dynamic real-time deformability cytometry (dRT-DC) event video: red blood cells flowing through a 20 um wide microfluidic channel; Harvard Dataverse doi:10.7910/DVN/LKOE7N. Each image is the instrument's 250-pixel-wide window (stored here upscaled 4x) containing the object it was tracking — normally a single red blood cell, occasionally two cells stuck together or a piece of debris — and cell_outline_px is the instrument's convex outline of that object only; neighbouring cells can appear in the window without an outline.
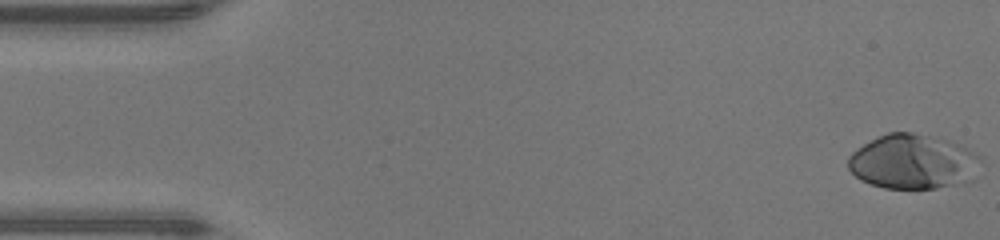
{"species": "human", "species_latin": "Homo sapiens", "temperature_condition": "warm", "stored_images_in_passage": 48, "camera_frame_rate_fps": 3000, "um_per_image_px": 0.085, "donor": {"sex": "male"}, "frame": {"image": 1, "passage_image": 1, "time_ms": 0.0, "image_size_px": [1000, 240], "cell_outline_px": [[980, 160], [972, 180], [936, 188], [884, 188], [860, 180], [848, 168], [848, 156], [856, 148], [888, 132], [912, 132], [948, 140], [980, 156]], "centroid_in_image_um": [77.56, 13.75], "position_along_channel_um": 7.4, "area_um2": 41.67}}
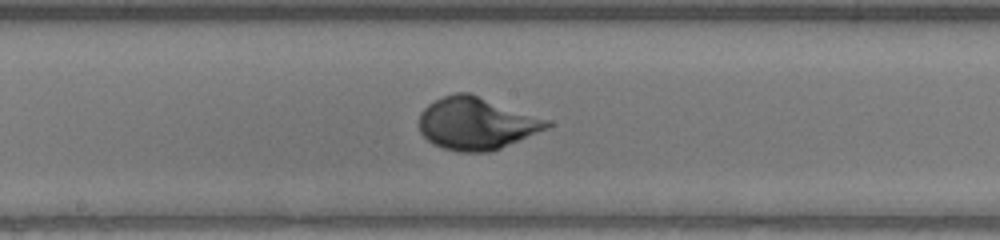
{"frame": {"image": 2, "passage_image": 25, "time_ms": 8.0, "image_size_px": [1000, 240], "cell_outline_px": [[552, 124], [548, 128], [492, 152], [460, 152], [444, 148], [432, 144], [420, 132], [420, 112], [428, 104], [444, 96], [456, 92], [468, 92], [552, 120]], "centroid_in_image_um": [40.52, 10.49], "position_along_channel_um": 207.7, "area_um2": 39.13}}
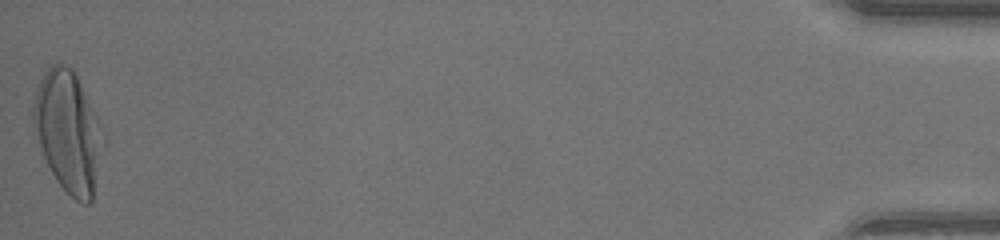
{"frame": {"image": 3, "passage_image": 48, "time_ms": 15.667, "image_size_px": [1000, 240], "cell_outline_px": [[100, 124], [92, 200], [88, 204], [84, 204], [76, 200], [56, 180], [44, 156], [32, 120], [32, 104], [36, 88], [44, 72], [52, 64], [64, 64], [72, 68]], "centroid_in_image_um": [5.69, 11.11], "position_along_channel_um": 429.5, "area_um2": 46.64}, "authors_computed_cell_mechanics": {"area_um2": 38.5526, "velocity_mm_per_s": 4.2988, "shape_relaxation_time_tau1_ms": 2.9527, "shape_relaxation_time_tau2_ms": null, "deformation_change_tau1": 0.215, "deformation_change_tau2": null}}